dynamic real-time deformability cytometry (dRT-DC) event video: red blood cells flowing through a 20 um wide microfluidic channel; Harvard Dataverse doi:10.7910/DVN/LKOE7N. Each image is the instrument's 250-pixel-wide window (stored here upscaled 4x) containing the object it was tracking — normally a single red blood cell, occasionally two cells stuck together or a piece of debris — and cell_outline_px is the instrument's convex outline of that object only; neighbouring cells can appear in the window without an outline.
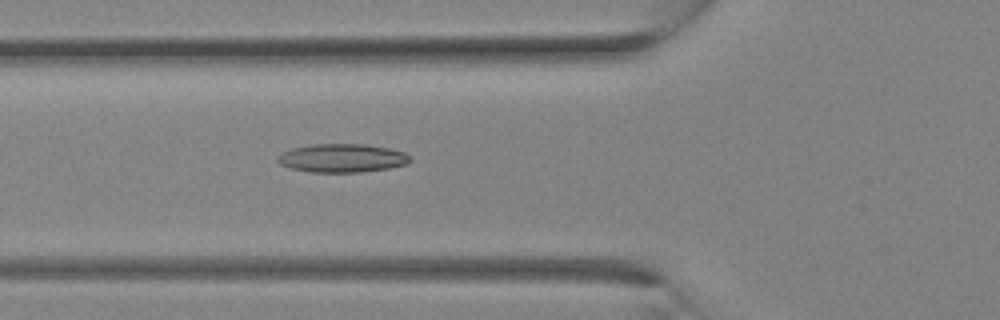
{"species": "Egyptian fruit bat (a non-hibernating species)", "species_latin": "Rousettus aegyptiacus", "temperature_condition": "room temperature", "stored_images_in_passage": 25, "camera_frame_rate_fps": 3000, "um_per_image_px": 0.085, "animal": {"sex": "female"}, "frame": {"image": 1, "passage_image": 7, "time_ms": 2.0, "image_size_px": [1000, 320], "cell_outline_px": [[412, 160], [408, 164], [388, 168], [360, 172], [308, 172], [292, 168], [280, 164], [276, 160], [276, 156], [280, 152], [292, 148], [312, 144], [364, 144], [388, 148], [404, 152]], "centroid_in_image_um": [29.04, 13.43], "position_along_channel_um": 96.8, "area_um2": 22.08}}
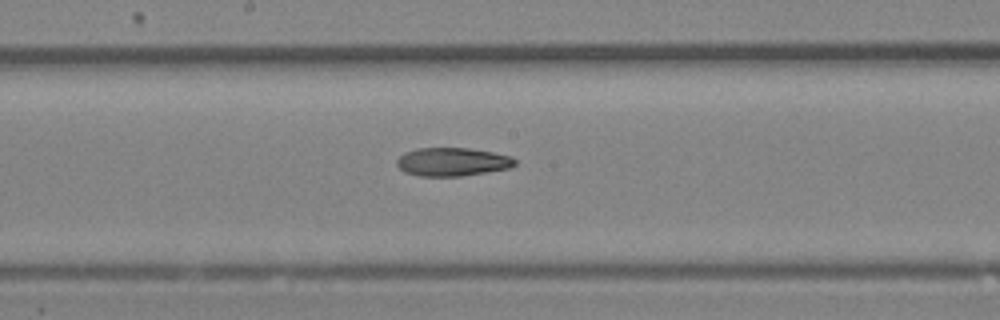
{"frame": {"image": 2, "passage_image": 12, "time_ms": 3.667, "image_size_px": [1000, 320], "cell_outline_px": [[516, 164], [512, 168], [488, 172], [460, 176], [420, 176], [404, 172], [396, 164], [396, 160], [404, 152], [416, 148], [468, 148], [492, 152], [512, 156], [516, 160]], "centroid_in_image_um": [38.46, 13.76], "position_along_channel_um": 209.7, "area_um2": 19.71}}
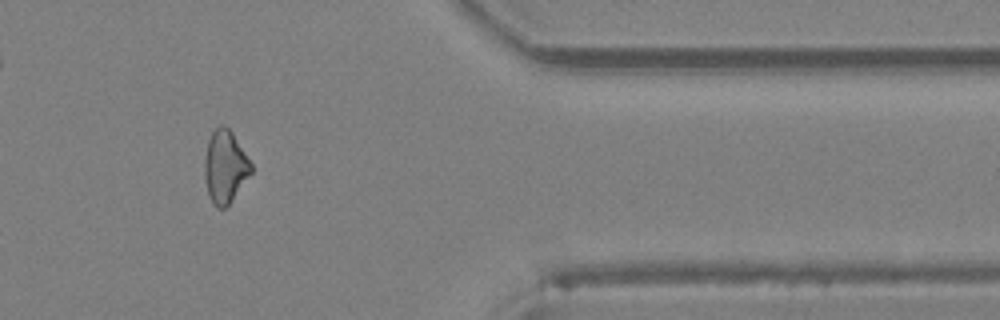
{"frame": {"image": 3, "passage_image": 21, "time_ms": 6.667, "image_size_px": [1000, 320], "cell_outline_px": [[252, 172], [228, 204], [224, 208], [216, 208], [212, 204], [208, 196], [204, 180], [204, 160], [208, 140], [212, 132], [220, 124], [224, 124], [232, 132], [252, 164]], "centroid_in_image_um": [19.1, 14.17], "position_along_channel_um": 392.3, "area_um2": 19.71}}